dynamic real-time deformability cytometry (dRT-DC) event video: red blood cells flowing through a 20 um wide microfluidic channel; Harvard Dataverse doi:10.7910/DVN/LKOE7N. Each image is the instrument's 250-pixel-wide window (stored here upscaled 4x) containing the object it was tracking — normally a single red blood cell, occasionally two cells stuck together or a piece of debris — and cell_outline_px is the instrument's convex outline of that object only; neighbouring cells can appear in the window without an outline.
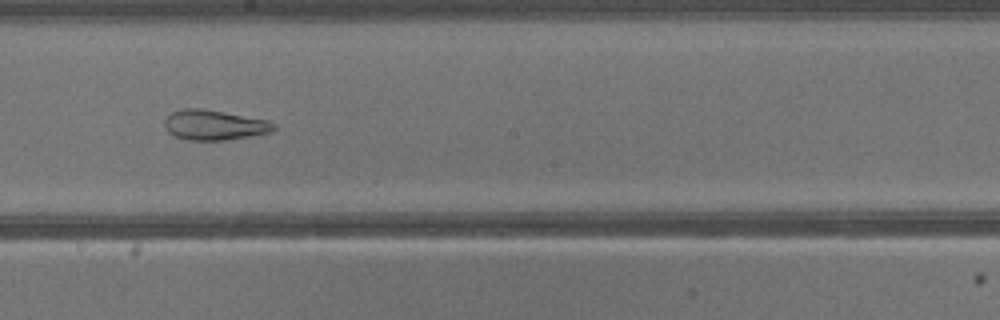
{"species": "common noctule bat (a hibernating species)", "species_latin": "Nyctalus noctula", "temperature_condition": "warm", "stored_images_in_passage": 40, "camera_frame_rate_fps": 3000, "um_per_image_px": 0.085, "animal": {"sex": "male", "body_mass_g": 13.3}, "frame": {"image": 1, "passage_image": 23, "time_ms": 7.333, "image_size_px": [1000, 320], "cell_outline_px": [[276, 128], [272, 132], [252, 136], [224, 140], [188, 140], [176, 136], [168, 132], [164, 124], [164, 120], [172, 112], [184, 108], [200, 108], [224, 112], [268, 120], [276, 124]], "centroid_in_image_um": [18.24, 10.63], "position_along_channel_um": 230.0, "area_um2": 19.13}}
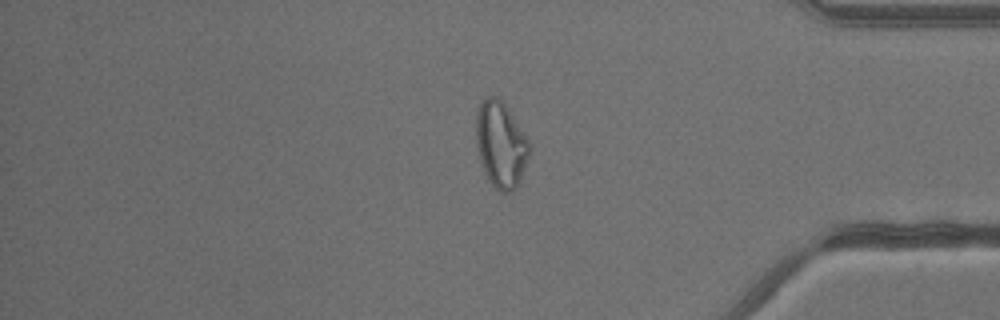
{"frame": {"image": 2, "passage_image": 34, "time_ms": 11.0, "image_size_px": [1000, 320], "cell_outline_px": [[532, 148], [520, 184], [512, 192], [500, 192], [488, 180], [484, 172], [480, 160], [476, 144], [476, 112], [480, 104], [488, 96], [496, 96], [508, 108], [528, 140]], "centroid_in_image_um": [42.59, 12.33], "position_along_channel_um": 392.6, "area_um2": 26.93}}